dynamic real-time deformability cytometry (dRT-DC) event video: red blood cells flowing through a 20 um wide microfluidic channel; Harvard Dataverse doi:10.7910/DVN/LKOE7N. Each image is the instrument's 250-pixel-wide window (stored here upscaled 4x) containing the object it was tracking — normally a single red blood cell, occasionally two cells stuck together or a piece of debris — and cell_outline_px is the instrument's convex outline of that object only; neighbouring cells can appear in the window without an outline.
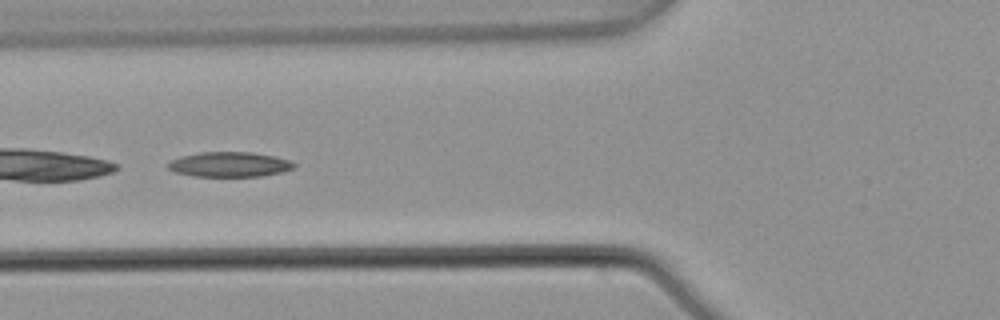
{"species": "common noctule bat (a hibernating species)", "species_latin": "Nyctalus noctula", "temperature_condition": "warm", "stored_images_in_passage": 5, "camera_frame_rate_fps": 3000, "um_per_image_px": 0.085, "animal": {"sex": "male", "body_mass_g": 21.5, "forearm_length_mm": 52.0}, "frame": {"image": 1, "passage_image": 3, "time_ms": 0.667, "image_size_px": [1000, 320], "cell_outline_px": [[296, 164], [292, 168], [284, 172], [264, 176], [192, 176], [176, 172], [168, 168], [168, 164], [172, 160], [180, 156], [200, 152], [252, 152], [276, 156], [292, 160]], "centroid_in_image_um": [19.56, 13.97], "position_along_channel_um": 106.2, "area_um2": 18.44}}
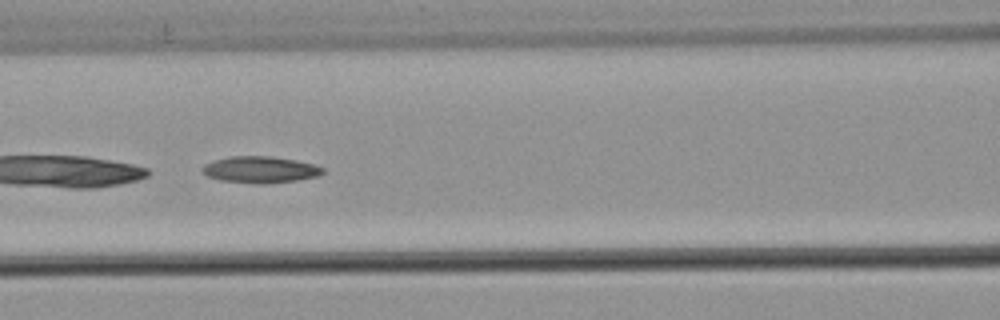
{"frame": {"image": 2, "passage_image": 4, "time_ms": 1.0, "image_size_px": [1000, 320], "cell_outline_px": [[324, 172], [316, 176], [296, 180], [268, 184], [256, 184], [220, 180], [208, 176], [200, 168], [204, 164], [228, 156], [272, 156], [296, 160], [312, 164], [324, 168]], "centroid_in_image_um": [22.1, 14.42], "position_along_channel_um": 144.5, "area_um2": 18.61}}